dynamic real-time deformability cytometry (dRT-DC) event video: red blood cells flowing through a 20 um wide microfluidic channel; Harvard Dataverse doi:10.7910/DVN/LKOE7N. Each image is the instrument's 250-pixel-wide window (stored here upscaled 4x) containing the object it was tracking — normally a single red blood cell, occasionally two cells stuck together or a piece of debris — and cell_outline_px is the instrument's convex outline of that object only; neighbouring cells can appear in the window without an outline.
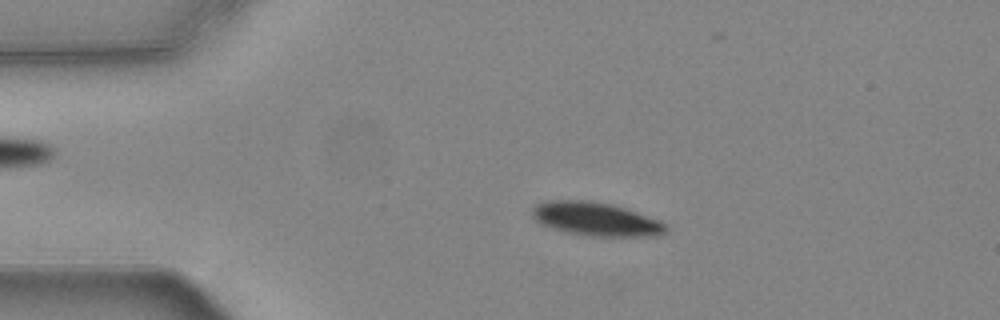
{"species": "common noctule bat (a hibernating species)", "species_latin": "Nyctalus noctula", "temperature_condition": "warm", "stored_images_in_passage": 50, "camera_frame_rate_fps": 3000, "um_per_image_px": 0.085, "animal": {"sex": "female", "body_mass_g": 24.6, "forearm_length_mm": 56.2}, "frame": {"image": 1, "passage_image": 9, "time_ms": 2.667, "image_size_px": [1000, 320], "cell_outline_px": [[668, 228], [660, 236], [588, 236], [568, 232], [552, 228], [540, 224], [532, 216], [532, 208], [536, 204], [544, 200], [588, 200], [608, 204], [624, 208], [660, 220]], "centroid_in_image_um": [50.62, 18.62], "position_along_channel_um": 34.4, "area_um2": 26.07}}
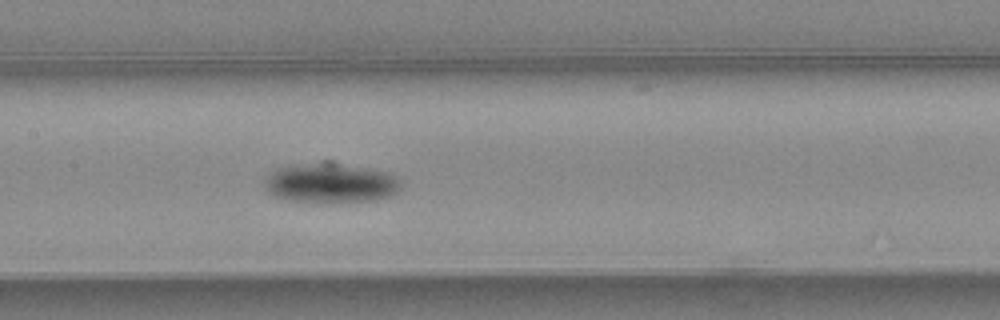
{"frame": {"image": 2, "passage_image": 24, "time_ms": 7.667, "image_size_px": [1000, 320], "cell_outline_px": [[404, 184], [396, 192], [388, 196], [376, 200], [332, 204], [288, 200], [272, 196], [264, 184], [264, 180], [276, 168], [292, 164], [324, 160], [332, 160], [392, 172], [400, 176]], "centroid_in_image_um": [28.17, 15.53], "position_along_channel_um": 179.2, "area_um2": 33.35}}
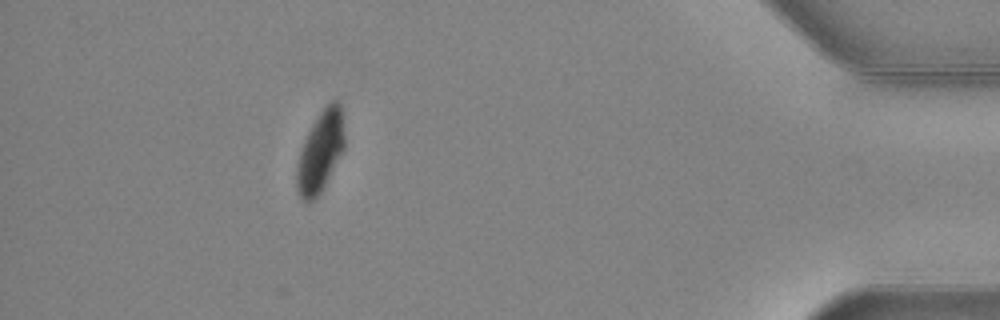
{"frame": {"image": 3, "passage_image": 45, "time_ms": 14.667, "image_size_px": [1000, 320], "cell_outline_px": [[344, 152], [324, 188], [308, 204], [304, 204], [296, 188], [296, 164], [304, 140], [312, 124], [320, 112], [332, 100], [336, 100], [340, 104], [344, 132]], "centroid_in_image_um": [27.23, 12.95], "position_along_channel_um": 408.0, "area_um2": 22.77}, "authors_computed_cell_mechanics": {"area_um2": 26.588, "velocity_mm_per_s": 3.7209, "shape_relaxation_time_tau1_ms": 3.8466, "shape_relaxation_time_tau2_ms": null, "deformation_change_tau1": 0.1306, "deformation_change_tau2": null}}